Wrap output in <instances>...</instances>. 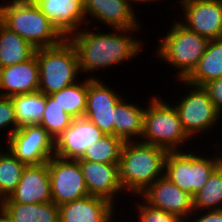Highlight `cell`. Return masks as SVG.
I'll use <instances>...</instances> for the list:
<instances>
[{"instance_id":"6da1fadb","label":"cell","mask_w":222,"mask_h":222,"mask_svg":"<svg viewBox=\"0 0 222 222\" xmlns=\"http://www.w3.org/2000/svg\"><path fill=\"white\" fill-rule=\"evenodd\" d=\"M85 27L67 37L76 49L80 72L83 75L87 73L89 76L90 73V78H99L92 76L93 73L99 70L104 73L109 67L113 69L115 65H124L125 62L139 57L140 52L142 54L145 41L136 38L134 34L135 32L140 35L141 28L109 29L112 31L102 32L100 29L98 31L97 27L95 30L87 25Z\"/></svg>"},{"instance_id":"7a4b0ae2","label":"cell","mask_w":222,"mask_h":222,"mask_svg":"<svg viewBox=\"0 0 222 222\" xmlns=\"http://www.w3.org/2000/svg\"><path fill=\"white\" fill-rule=\"evenodd\" d=\"M167 150L140 141L124 142L119 159V179L125 192L140 196L164 175Z\"/></svg>"},{"instance_id":"3957f363","label":"cell","mask_w":222,"mask_h":222,"mask_svg":"<svg viewBox=\"0 0 222 222\" xmlns=\"http://www.w3.org/2000/svg\"><path fill=\"white\" fill-rule=\"evenodd\" d=\"M0 22L36 49L56 46L66 38L34 0H2Z\"/></svg>"},{"instance_id":"277c9868","label":"cell","mask_w":222,"mask_h":222,"mask_svg":"<svg viewBox=\"0 0 222 222\" xmlns=\"http://www.w3.org/2000/svg\"><path fill=\"white\" fill-rule=\"evenodd\" d=\"M160 94L151 95L144 113L143 134L140 142L162 147L167 151H183L191 138L183 129L179 115L170 101L162 100ZM158 96V97H157ZM185 144V145H184ZM185 147V148H183Z\"/></svg>"},{"instance_id":"5b68a950","label":"cell","mask_w":222,"mask_h":222,"mask_svg":"<svg viewBox=\"0 0 222 222\" xmlns=\"http://www.w3.org/2000/svg\"><path fill=\"white\" fill-rule=\"evenodd\" d=\"M161 42L156 46V58L172 65L175 79L185 80L196 68L199 60L206 51L209 39L192 32L180 24L176 19ZM178 70V71H177Z\"/></svg>"},{"instance_id":"8992f818","label":"cell","mask_w":222,"mask_h":222,"mask_svg":"<svg viewBox=\"0 0 222 222\" xmlns=\"http://www.w3.org/2000/svg\"><path fill=\"white\" fill-rule=\"evenodd\" d=\"M209 146L210 148L215 146V149H218L214 152V156L210 154L209 157L207 154L195 152L192 147H190L191 151H168L164 162V176L193 197L222 163L219 142Z\"/></svg>"},{"instance_id":"52a82bcc","label":"cell","mask_w":222,"mask_h":222,"mask_svg":"<svg viewBox=\"0 0 222 222\" xmlns=\"http://www.w3.org/2000/svg\"><path fill=\"white\" fill-rule=\"evenodd\" d=\"M39 69L38 91L51 95L80 81L79 60L74 45L65 38L53 47L35 50Z\"/></svg>"},{"instance_id":"ba28073f","label":"cell","mask_w":222,"mask_h":222,"mask_svg":"<svg viewBox=\"0 0 222 222\" xmlns=\"http://www.w3.org/2000/svg\"><path fill=\"white\" fill-rule=\"evenodd\" d=\"M178 82L181 86L183 84L187 87L185 95H175L178 100L173 104L183 129L191 139L201 136L200 134L204 135V132L205 135L212 133L216 124L222 121V116L212 103L208 92L203 87L188 84L184 80Z\"/></svg>"},{"instance_id":"9c48e42d","label":"cell","mask_w":222,"mask_h":222,"mask_svg":"<svg viewBox=\"0 0 222 222\" xmlns=\"http://www.w3.org/2000/svg\"><path fill=\"white\" fill-rule=\"evenodd\" d=\"M8 149L26 165L45 164L55 155V140L39 124L19 127L5 140Z\"/></svg>"},{"instance_id":"30bf717a","label":"cell","mask_w":222,"mask_h":222,"mask_svg":"<svg viewBox=\"0 0 222 222\" xmlns=\"http://www.w3.org/2000/svg\"><path fill=\"white\" fill-rule=\"evenodd\" d=\"M47 163L51 199L57 206L89 195L78 160L54 155Z\"/></svg>"},{"instance_id":"8fae6325","label":"cell","mask_w":222,"mask_h":222,"mask_svg":"<svg viewBox=\"0 0 222 222\" xmlns=\"http://www.w3.org/2000/svg\"><path fill=\"white\" fill-rule=\"evenodd\" d=\"M81 14L84 24H95L94 28H99L98 22L108 26V29L142 27L135 9L128 0H84Z\"/></svg>"},{"instance_id":"7c38bea8","label":"cell","mask_w":222,"mask_h":222,"mask_svg":"<svg viewBox=\"0 0 222 222\" xmlns=\"http://www.w3.org/2000/svg\"><path fill=\"white\" fill-rule=\"evenodd\" d=\"M178 3L182 15L177 21L185 28L209 40L222 38V0H179Z\"/></svg>"},{"instance_id":"4fadbf2b","label":"cell","mask_w":222,"mask_h":222,"mask_svg":"<svg viewBox=\"0 0 222 222\" xmlns=\"http://www.w3.org/2000/svg\"><path fill=\"white\" fill-rule=\"evenodd\" d=\"M103 78L87 77V101L85 118L94 123L104 134L114 135V108L123 98Z\"/></svg>"},{"instance_id":"5bb4252c","label":"cell","mask_w":222,"mask_h":222,"mask_svg":"<svg viewBox=\"0 0 222 222\" xmlns=\"http://www.w3.org/2000/svg\"><path fill=\"white\" fill-rule=\"evenodd\" d=\"M152 208L163 210L185 222L194 212L193 198L164 175L152 183L141 195Z\"/></svg>"},{"instance_id":"9a60e30c","label":"cell","mask_w":222,"mask_h":222,"mask_svg":"<svg viewBox=\"0 0 222 222\" xmlns=\"http://www.w3.org/2000/svg\"><path fill=\"white\" fill-rule=\"evenodd\" d=\"M78 162L89 195L103 198L118 207V195H126L119 179V163L105 164L89 160Z\"/></svg>"},{"instance_id":"2e32d148","label":"cell","mask_w":222,"mask_h":222,"mask_svg":"<svg viewBox=\"0 0 222 222\" xmlns=\"http://www.w3.org/2000/svg\"><path fill=\"white\" fill-rule=\"evenodd\" d=\"M104 135L106 134L87 118H75L55 139V156L78 160L89 146Z\"/></svg>"},{"instance_id":"e0dca14e","label":"cell","mask_w":222,"mask_h":222,"mask_svg":"<svg viewBox=\"0 0 222 222\" xmlns=\"http://www.w3.org/2000/svg\"><path fill=\"white\" fill-rule=\"evenodd\" d=\"M51 199L48 163L26 165L16 189L3 203H47Z\"/></svg>"},{"instance_id":"ac0fdd59","label":"cell","mask_w":222,"mask_h":222,"mask_svg":"<svg viewBox=\"0 0 222 222\" xmlns=\"http://www.w3.org/2000/svg\"><path fill=\"white\" fill-rule=\"evenodd\" d=\"M109 201L88 195L58 206L60 222H114L117 208ZM115 209V210H114Z\"/></svg>"},{"instance_id":"d6986e66","label":"cell","mask_w":222,"mask_h":222,"mask_svg":"<svg viewBox=\"0 0 222 222\" xmlns=\"http://www.w3.org/2000/svg\"><path fill=\"white\" fill-rule=\"evenodd\" d=\"M39 69L36 55L29 60L0 68V94L3 97L38 91Z\"/></svg>"},{"instance_id":"ffe728a7","label":"cell","mask_w":222,"mask_h":222,"mask_svg":"<svg viewBox=\"0 0 222 222\" xmlns=\"http://www.w3.org/2000/svg\"><path fill=\"white\" fill-rule=\"evenodd\" d=\"M34 1L66 38L85 26L81 14L84 0Z\"/></svg>"},{"instance_id":"44dd1931","label":"cell","mask_w":222,"mask_h":222,"mask_svg":"<svg viewBox=\"0 0 222 222\" xmlns=\"http://www.w3.org/2000/svg\"><path fill=\"white\" fill-rule=\"evenodd\" d=\"M142 106L134 102H127V98L124 100V97L115 106L114 135L123 142H133L141 139L146 110V107Z\"/></svg>"},{"instance_id":"7402d4cb","label":"cell","mask_w":222,"mask_h":222,"mask_svg":"<svg viewBox=\"0 0 222 222\" xmlns=\"http://www.w3.org/2000/svg\"><path fill=\"white\" fill-rule=\"evenodd\" d=\"M222 77V38L210 40L196 68L184 80L188 84L203 87Z\"/></svg>"},{"instance_id":"603a6c76","label":"cell","mask_w":222,"mask_h":222,"mask_svg":"<svg viewBox=\"0 0 222 222\" xmlns=\"http://www.w3.org/2000/svg\"><path fill=\"white\" fill-rule=\"evenodd\" d=\"M36 48L0 22V68L29 60Z\"/></svg>"},{"instance_id":"cb8c5ba5","label":"cell","mask_w":222,"mask_h":222,"mask_svg":"<svg viewBox=\"0 0 222 222\" xmlns=\"http://www.w3.org/2000/svg\"><path fill=\"white\" fill-rule=\"evenodd\" d=\"M2 208L13 222H60L59 208L50 201L47 203H3Z\"/></svg>"},{"instance_id":"d4e9b609","label":"cell","mask_w":222,"mask_h":222,"mask_svg":"<svg viewBox=\"0 0 222 222\" xmlns=\"http://www.w3.org/2000/svg\"><path fill=\"white\" fill-rule=\"evenodd\" d=\"M15 108L17 125L40 124L46 108V95L40 91L11 97Z\"/></svg>"},{"instance_id":"484cf974","label":"cell","mask_w":222,"mask_h":222,"mask_svg":"<svg viewBox=\"0 0 222 222\" xmlns=\"http://www.w3.org/2000/svg\"><path fill=\"white\" fill-rule=\"evenodd\" d=\"M50 96L74 119L83 117L87 101V77Z\"/></svg>"},{"instance_id":"4316f807","label":"cell","mask_w":222,"mask_h":222,"mask_svg":"<svg viewBox=\"0 0 222 222\" xmlns=\"http://www.w3.org/2000/svg\"><path fill=\"white\" fill-rule=\"evenodd\" d=\"M192 198L194 211L222 209V163L211 173L204 186Z\"/></svg>"},{"instance_id":"83f0119b","label":"cell","mask_w":222,"mask_h":222,"mask_svg":"<svg viewBox=\"0 0 222 222\" xmlns=\"http://www.w3.org/2000/svg\"><path fill=\"white\" fill-rule=\"evenodd\" d=\"M123 141L115 135H104L86 149L78 160L115 164L119 163Z\"/></svg>"},{"instance_id":"f1b7e54d","label":"cell","mask_w":222,"mask_h":222,"mask_svg":"<svg viewBox=\"0 0 222 222\" xmlns=\"http://www.w3.org/2000/svg\"><path fill=\"white\" fill-rule=\"evenodd\" d=\"M6 150L0 154V196L3 199L16 189L26 167V164Z\"/></svg>"},{"instance_id":"f546056e","label":"cell","mask_w":222,"mask_h":222,"mask_svg":"<svg viewBox=\"0 0 222 222\" xmlns=\"http://www.w3.org/2000/svg\"><path fill=\"white\" fill-rule=\"evenodd\" d=\"M74 118L67 114L50 95H46V108L40 126L54 138V140L72 123Z\"/></svg>"},{"instance_id":"4dcf8cb0","label":"cell","mask_w":222,"mask_h":222,"mask_svg":"<svg viewBox=\"0 0 222 222\" xmlns=\"http://www.w3.org/2000/svg\"><path fill=\"white\" fill-rule=\"evenodd\" d=\"M138 201L134 203V211L136 210L137 214L135 213V219L138 222H183L177 216L165 212L163 210H159L156 208H152L149 204H147L140 196H138ZM139 200H142L141 202Z\"/></svg>"},{"instance_id":"1f68e13d","label":"cell","mask_w":222,"mask_h":222,"mask_svg":"<svg viewBox=\"0 0 222 222\" xmlns=\"http://www.w3.org/2000/svg\"><path fill=\"white\" fill-rule=\"evenodd\" d=\"M9 128V131L7 130ZM19 126L17 125L15 108L11 97H0V132H5L8 139ZM9 132V133H8Z\"/></svg>"},{"instance_id":"d6a6232c","label":"cell","mask_w":222,"mask_h":222,"mask_svg":"<svg viewBox=\"0 0 222 222\" xmlns=\"http://www.w3.org/2000/svg\"><path fill=\"white\" fill-rule=\"evenodd\" d=\"M203 88L208 92L214 106L222 114V77L208 82Z\"/></svg>"},{"instance_id":"836d02e7","label":"cell","mask_w":222,"mask_h":222,"mask_svg":"<svg viewBox=\"0 0 222 222\" xmlns=\"http://www.w3.org/2000/svg\"><path fill=\"white\" fill-rule=\"evenodd\" d=\"M185 222H222V209L194 211Z\"/></svg>"},{"instance_id":"e575fe53","label":"cell","mask_w":222,"mask_h":222,"mask_svg":"<svg viewBox=\"0 0 222 222\" xmlns=\"http://www.w3.org/2000/svg\"><path fill=\"white\" fill-rule=\"evenodd\" d=\"M0 222H13L12 218L3 208L0 209Z\"/></svg>"},{"instance_id":"d590c367","label":"cell","mask_w":222,"mask_h":222,"mask_svg":"<svg viewBox=\"0 0 222 222\" xmlns=\"http://www.w3.org/2000/svg\"><path fill=\"white\" fill-rule=\"evenodd\" d=\"M129 2H130V4H131V6L134 8V6L133 5H142V3H143V5L144 4H146L147 2L148 3H151V2H161L162 0H128ZM164 1V0H163ZM133 3H135V4H133ZM139 3V4H138Z\"/></svg>"},{"instance_id":"8d00e7d4","label":"cell","mask_w":222,"mask_h":222,"mask_svg":"<svg viewBox=\"0 0 222 222\" xmlns=\"http://www.w3.org/2000/svg\"><path fill=\"white\" fill-rule=\"evenodd\" d=\"M3 201H4V199L0 196V209H1L2 206H3Z\"/></svg>"},{"instance_id":"74e56055","label":"cell","mask_w":222,"mask_h":222,"mask_svg":"<svg viewBox=\"0 0 222 222\" xmlns=\"http://www.w3.org/2000/svg\"><path fill=\"white\" fill-rule=\"evenodd\" d=\"M0 145H2V146H0V154L4 151V149H3V144H1V142H0Z\"/></svg>"}]
</instances>
